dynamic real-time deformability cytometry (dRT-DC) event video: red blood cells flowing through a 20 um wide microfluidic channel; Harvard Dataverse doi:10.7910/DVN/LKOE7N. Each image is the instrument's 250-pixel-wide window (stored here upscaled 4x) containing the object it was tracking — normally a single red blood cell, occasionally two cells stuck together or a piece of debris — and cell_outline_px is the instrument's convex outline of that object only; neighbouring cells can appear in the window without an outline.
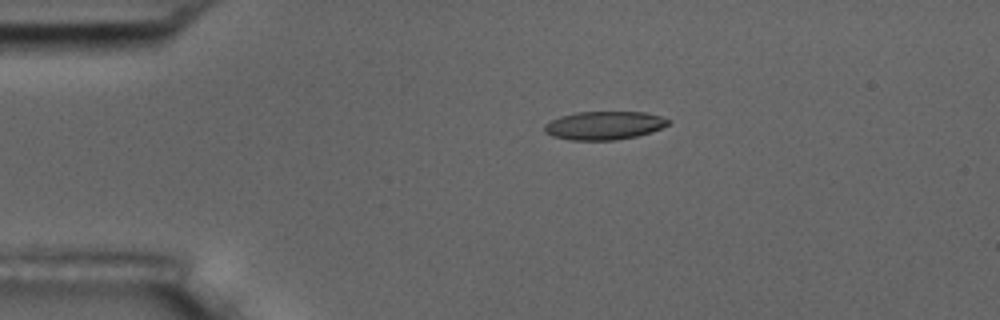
{"species": "common noctule bat (a hibernating species)", "species_latin": "Nyctalus noctula", "temperature_condition": "room temperature", "stored_images_in_passage": 8, "camera_frame_rate_fps": 3000, "um_per_image_px": 0.085, "animal": {"sex": "male", "body_mass_g": 17.5, "forearm_length_mm": 52.3}, "frame": {"image": 1, "passage_image": 1, "time_ms": 0.0, "image_size_px": [1000, 320], "cell_outline_px": [[672, 120], [668, 124], [652, 132], [636, 136], [616, 140], [572, 140], [552, 136], [544, 132], [544, 124], [560, 116], [576, 112], [644, 112], [660, 116]], "centroid_in_image_um": [51.35, 10.66], "position_along_channel_um": 33.7, "area_um2": 20.46}}
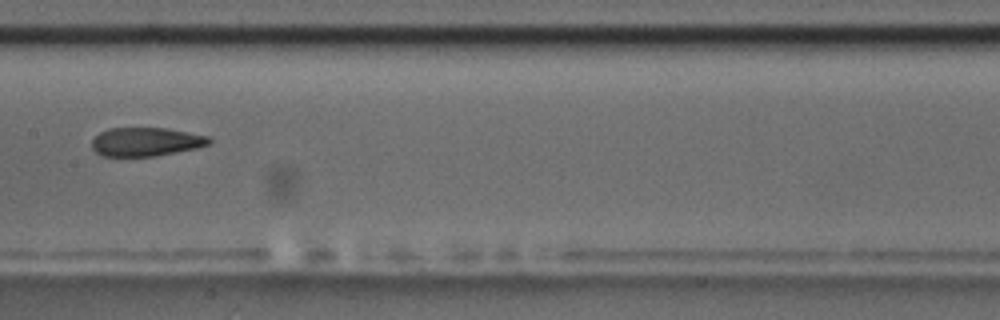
{"frame": {"image": 2, "passage_image": 6, "time_ms": 1.667, "image_size_px": [1000, 320], "cell_outline_px": [[212, 140], [208, 144], [196, 148], [156, 156], [104, 156], [96, 152], [92, 148], [92, 140], [100, 132], [108, 128], [168, 128], [208, 136]], "centroid_in_image_um": [12.4, 12.05], "position_along_channel_um": 195.0, "area_um2": 19.54}}
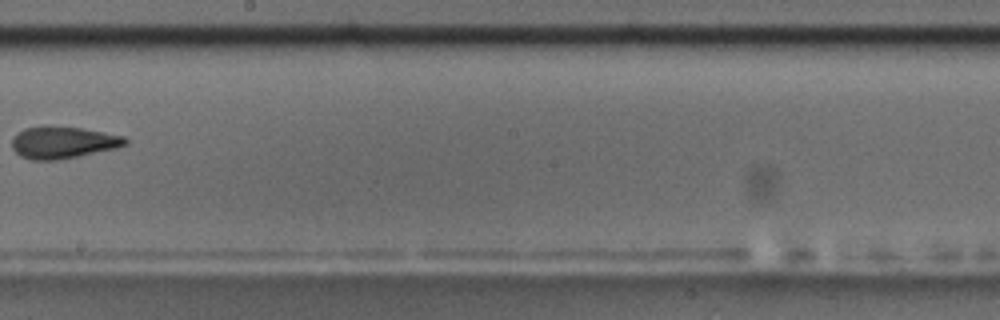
{"frame": {"image": 3, "passage_image": 7, "time_ms": 2.0, "image_size_px": [1000, 320], "cell_outline_px": [[128, 144], [116, 148], [80, 156], [60, 160], [32, 160], [20, 156], [12, 148], [12, 140], [24, 128], [44, 124], [48, 124], [80, 128], [104, 132], [124, 136], [128, 140]], "centroid_in_image_um": [5.36, 12.09], "position_along_channel_um": 242.8, "area_um2": 21.44}}